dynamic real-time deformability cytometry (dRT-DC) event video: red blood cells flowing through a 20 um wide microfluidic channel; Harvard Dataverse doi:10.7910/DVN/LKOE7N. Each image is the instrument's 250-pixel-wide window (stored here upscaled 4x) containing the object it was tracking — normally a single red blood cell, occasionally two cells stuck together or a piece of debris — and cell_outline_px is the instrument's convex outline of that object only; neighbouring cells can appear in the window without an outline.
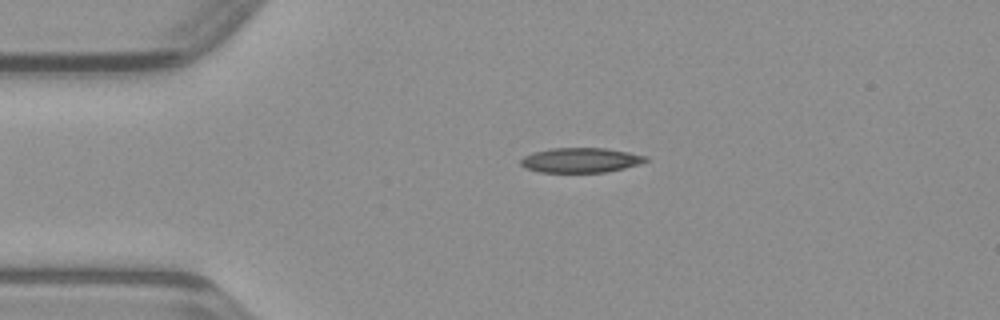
{"species": "common noctule bat (a hibernating species)", "species_latin": "Nyctalus noctula", "temperature_condition": "warm", "stored_images_in_passage": 40, "camera_frame_rate_fps": 3000, "um_per_image_px": 0.085, "animal": {"sex": "male", "body_mass_g": 23.1, "forearm_length_mm": 52.7}, "frame": {"image": 1, "passage_image": 3, "time_ms": 0.667, "image_size_px": [1000, 320], "cell_outline_px": [[648, 160], [640, 164], [624, 168], [604, 172], [540, 172], [524, 168], [520, 164], [520, 160], [524, 156], [532, 152], [552, 148], [604, 148], [628, 152], [648, 156]], "centroid_in_image_um": [49.34, 13.61], "position_along_channel_um": 35.7, "area_um2": 18.09}}
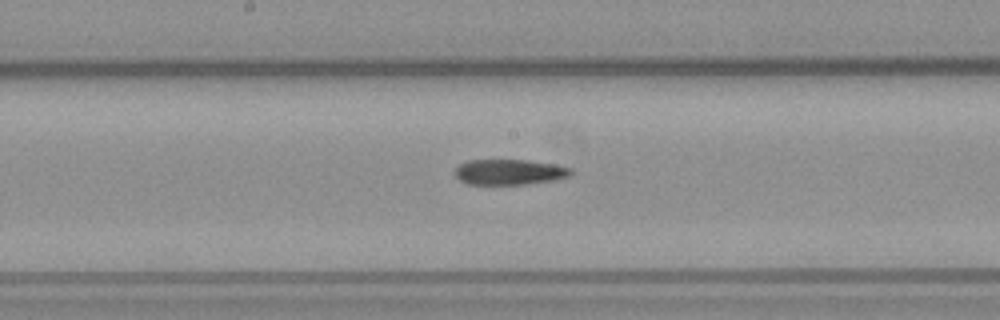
{"frame": {"image": 2, "passage_image": 17, "time_ms": 5.333, "image_size_px": [1000, 320], "cell_outline_px": [[572, 172], [568, 176], [556, 180], [528, 184], [468, 184], [460, 180], [452, 172], [460, 164], [468, 160], [528, 160], [552, 164], [572, 168]], "centroid_in_image_um": [43.28, 14.62], "position_along_channel_um": 204.9, "area_um2": 17.22}}
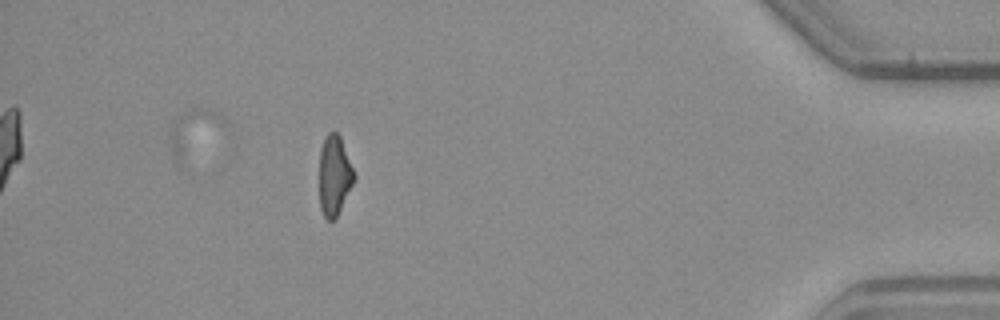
{"frame": {"image": 3, "passage_image": 35, "time_ms": 11.333, "image_size_px": [1000, 320], "cell_outline_px": [[356, 176], [336, 220], [328, 220], [324, 216], [320, 208], [320, 148], [324, 136], [328, 132], [336, 132], [340, 136]], "centroid_in_image_um": [28.42, 14.92], "position_along_channel_um": 406.8, "area_um2": 16.24}}